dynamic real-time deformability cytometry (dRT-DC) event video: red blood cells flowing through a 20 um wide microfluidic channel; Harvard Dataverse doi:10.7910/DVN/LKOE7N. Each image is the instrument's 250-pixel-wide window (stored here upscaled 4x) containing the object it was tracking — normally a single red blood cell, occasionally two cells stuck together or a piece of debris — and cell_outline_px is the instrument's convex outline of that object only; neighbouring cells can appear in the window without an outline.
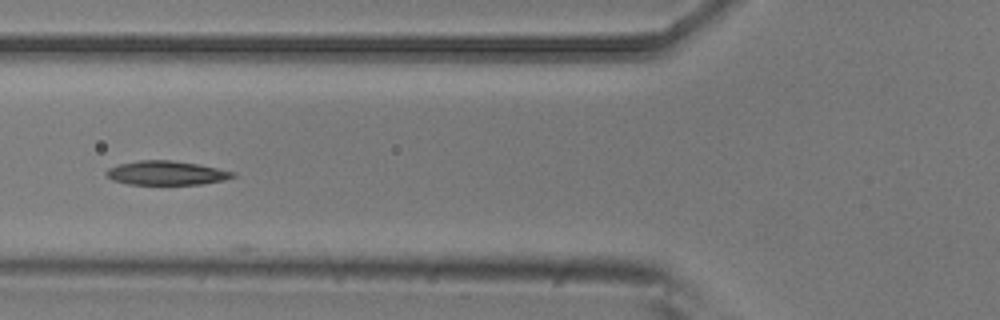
{"species": "common noctule bat (a hibernating species)", "species_latin": "Nyctalus noctula", "temperature_condition": "room temperature", "stored_images_in_passage": 6, "camera_frame_rate_fps": 3000, "um_per_image_px": 0.085, "animal": {"sex": "male", "body_mass_g": 20.5, "forearm_length_mm": 52.5}, "frame": {"image": 1, "passage_image": 4, "time_ms": 1.0, "image_size_px": [1000, 320], "cell_outline_px": [[236, 176], [224, 180], [200, 184], [128, 184], [112, 180], [104, 172], [108, 168], [120, 164], [140, 160], [172, 160], [196, 164], [236, 172]], "centroid_in_image_um": [14.13, 14.7], "position_along_channel_um": 111.7, "area_um2": 17.57}}
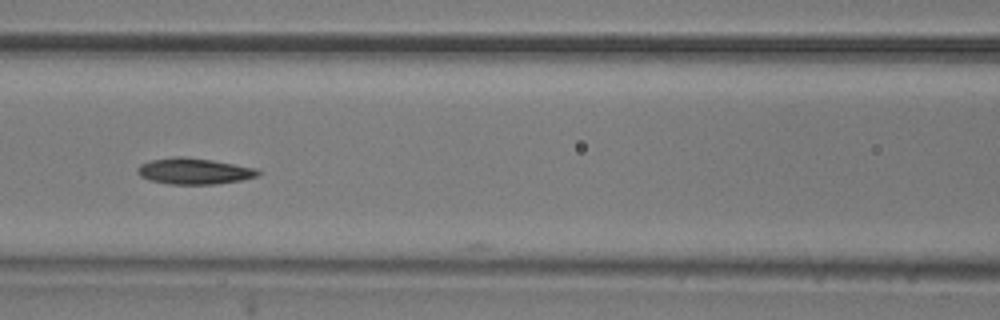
{"frame": {"image": 2, "passage_image": 5, "time_ms": 1.333, "image_size_px": [1000, 320], "cell_outline_px": [[260, 172], [256, 176], [240, 180], [216, 184], [168, 184], [148, 180], [140, 176], [136, 172], [136, 168], [140, 164], [152, 160], [172, 156], [184, 156], [212, 160], [256, 168]], "centroid_in_image_um": [16.43, 14.54], "position_along_channel_um": 150.2, "area_um2": 18.38}}